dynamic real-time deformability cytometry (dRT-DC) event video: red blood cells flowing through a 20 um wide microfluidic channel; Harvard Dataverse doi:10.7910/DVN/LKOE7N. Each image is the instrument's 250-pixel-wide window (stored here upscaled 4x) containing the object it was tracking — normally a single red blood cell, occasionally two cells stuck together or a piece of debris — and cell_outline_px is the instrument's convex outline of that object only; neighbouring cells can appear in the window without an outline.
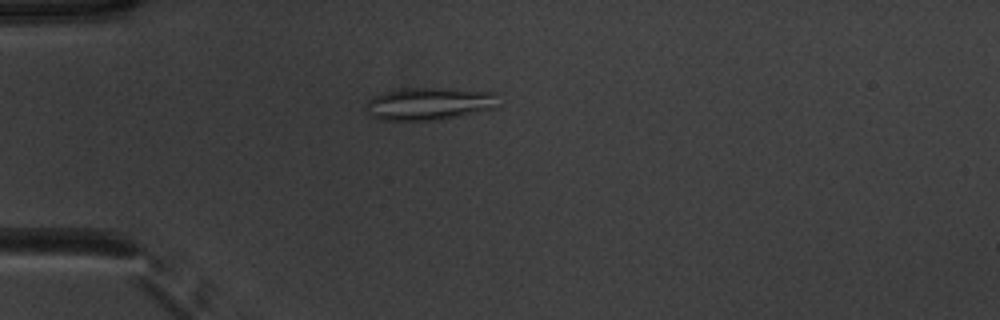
{"species": "common noctule bat (a hibernating species)", "species_latin": "Nyctalus noctula", "temperature_condition": "warm", "stored_images_in_passage": 52, "camera_frame_rate_fps": 3000, "um_per_image_px": 0.085, "animal": {"sex": "male", "body_mass_g": 20.1, "forearm_length_mm": 53.5}, "frame": {"image": 1, "passage_image": 15, "time_ms": 4.667, "image_size_px": [1000, 320], "cell_outline_px": [[496, 108], [440, 120], [380, 120], [372, 116], [364, 108], [368, 100], [372, 96], [384, 92], [404, 88], [452, 88], [496, 92]], "centroid_in_image_um": [36.46, 8.81], "position_along_channel_um": 48.5, "area_um2": 25.32}}
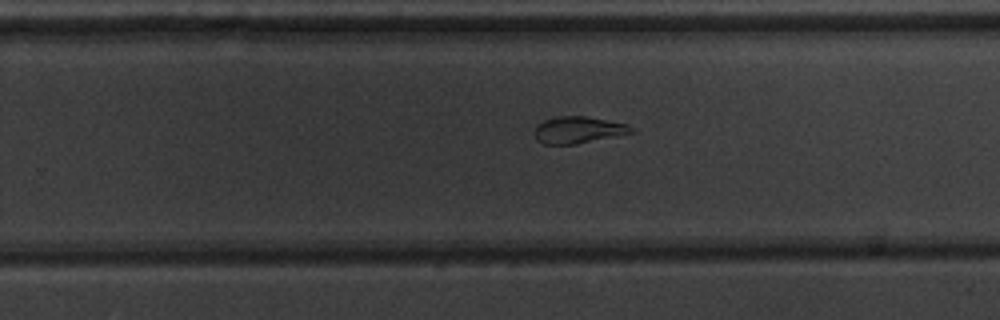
{"frame": {"image": 2, "passage_image": 34, "time_ms": 11.0, "image_size_px": [1000, 320], "cell_outline_px": [[640, 132], [576, 144], [544, 144], [536, 140], [536, 124], [544, 120], [556, 116], [588, 116], [628, 124]], "centroid_in_image_um": [49.24, 11.04], "position_along_channel_um": 280.6, "area_um2": 15.43}}
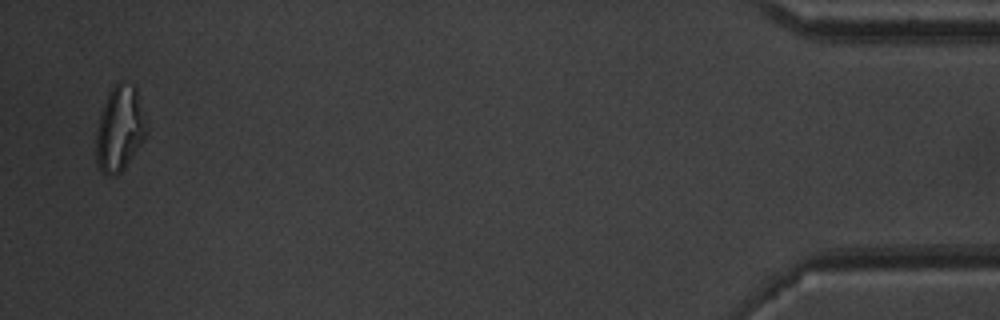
{"frame": {"image": 3, "passage_image": 51, "time_ms": 16.667, "image_size_px": [1000, 320], "cell_outline_px": [[148, 132], [144, 140], [124, 168], [116, 176], [104, 176], [100, 172], [96, 164], [96, 132], [100, 116], [108, 92], [120, 80], [124, 80], [132, 84], [136, 88], [148, 124]], "centroid_in_image_um": [10.19, 10.96], "position_along_channel_um": 425.0, "area_um2": 25.49}, "authors_computed_cell_mechanics": {"area_um2": 21.2704, "velocity_mm_per_s": 3.9375, "shape_relaxation_time_tau1_ms": null, "shape_relaxation_time_tau2_ms": 2.1999, "deformation_change_tau1": null, "deformation_change_tau2": 0.0843}}